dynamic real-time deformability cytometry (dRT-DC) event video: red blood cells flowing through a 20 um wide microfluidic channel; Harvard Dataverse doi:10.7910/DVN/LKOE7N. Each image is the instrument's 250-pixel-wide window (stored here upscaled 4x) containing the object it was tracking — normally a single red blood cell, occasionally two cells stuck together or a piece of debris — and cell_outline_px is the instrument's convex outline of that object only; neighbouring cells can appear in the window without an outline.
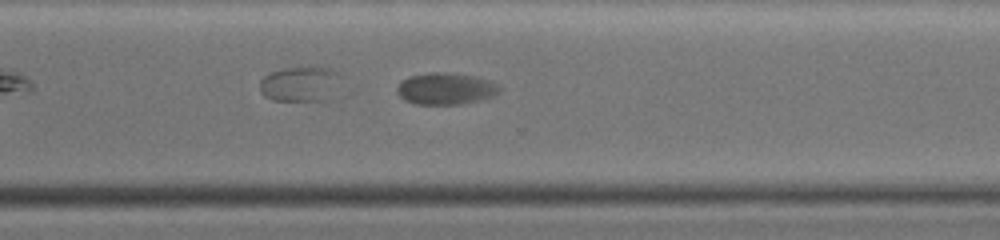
{"species": "common noctule bat (a hibernating species)", "species_latin": "Nyctalus noctula", "temperature_condition": "warm", "stored_images_in_passage": 37, "segment_of_instrument_passage": [2, 2], "camera_frame_rate_fps": 3000, "um_per_image_px": 0.085, "animal": {"sex": "female", "body_mass_g": 19.0, "forearm_length_mm": 51.5}, "frame": {"image": 1, "passage_image": 25, "time_ms": 8.0, "image_size_px": [1000, 240], "cell_outline_px": [[504, 88], [496, 96], [480, 100], [460, 104], [416, 104], [404, 100], [396, 92], [396, 88], [400, 80], [408, 76], [428, 72], [444, 72], [472, 76], [488, 80], [500, 84]], "centroid_in_image_um": [37.9, 7.53], "position_along_channel_um": 332.7, "area_um2": 19.31}}
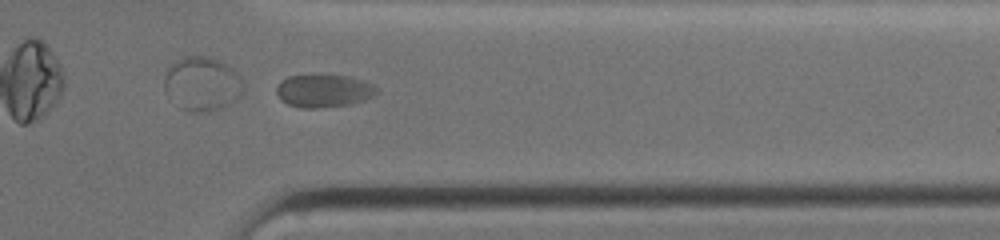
{"frame": {"image": 2, "passage_image": 29, "time_ms": 9.333, "image_size_px": [1000, 240], "cell_outline_px": [[376, 92], [372, 96], [364, 100], [352, 104], [316, 108], [304, 108], [288, 104], [280, 100], [276, 92], [276, 88], [280, 80], [288, 76], [312, 72], [320, 72], [352, 76], [364, 80], [372, 84], [376, 88]], "centroid_in_image_um": [27.48, 7.65], "position_along_channel_um": 383.9, "area_um2": 20.06}}